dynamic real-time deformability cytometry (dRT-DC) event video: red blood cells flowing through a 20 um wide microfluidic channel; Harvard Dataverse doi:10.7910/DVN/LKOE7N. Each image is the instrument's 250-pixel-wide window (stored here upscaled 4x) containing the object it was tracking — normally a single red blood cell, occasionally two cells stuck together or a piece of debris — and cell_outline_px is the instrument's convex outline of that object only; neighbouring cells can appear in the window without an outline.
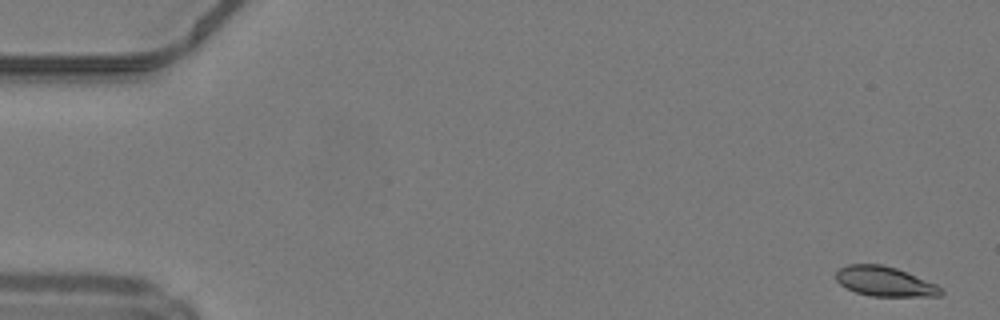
{"species": "common noctule bat (a hibernating species)", "species_latin": "Nyctalus noctula", "temperature_condition": "warm", "stored_images_in_passage": 48, "camera_frame_rate_fps": 3000, "um_per_image_px": 0.085, "animal": {"sex": "male", "body_mass_g": 19.2, "forearm_length_mm": 51.8}, "frame": {"image": 1, "passage_image": 1, "time_ms": 0.0, "image_size_px": [1000, 320], "cell_outline_px": [[944, 292], [940, 296], [872, 296], [856, 292], [840, 284], [836, 280], [836, 268], [848, 264], [880, 264], [896, 268], [936, 284], [944, 288]], "centroid_in_image_um": [75.2, 23.92], "position_along_channel_um": 9.8, "area_um2": 18.21}}
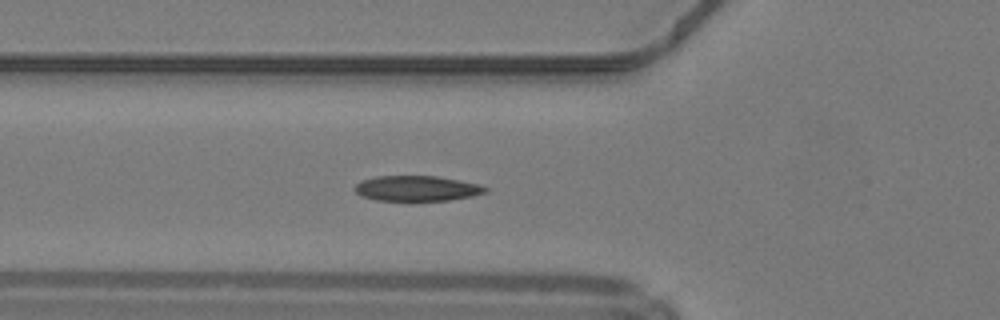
{"frame": {"image": 2, "passage_image": 17, "time_ms": 5.333, "image_size_px": [1000, 320], "cell_outline_px": [[488, 192], [472, 196], [448, 200], [376, 200], [364, 196], [356, 192], [352, 188], [360, 180], [376, 176], [436, 176], [460, 180], [480, 184], [488, 188]], "centroid_in_image_um": [35.44, 16.0], "position_along_channel_um": 90.4, "area_um2": 19.25}}
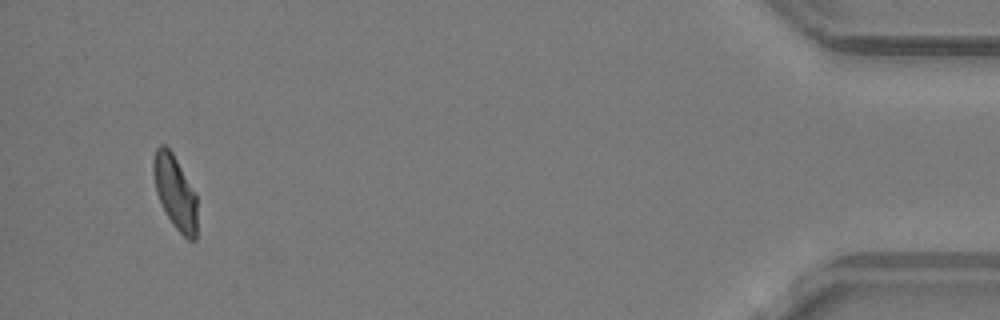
{"frame": {"image": 3, "passage_image": 46, "time_ms": 15.0, "image_size_px": [1000, 320], "cell_outline_px": [[196, 240], [188, 240], [172, 224], [156, 192], [152, 172], [152, 160], [156, 148], [160, 144], [164, 144], [172, 152], [196, 196]], "centroid_in_image_um": [14.85, 16.31], "position_along_channel_um": 420.3, "area_um2": 18.44}, "authors_computed_cell_mechanics": {"area_um2": 19.2474, "velocity_mm_per_s": 4.2262, "shape_relaxation_time_tau1_ms": 4.7205, "shape_relaxation_time_tau2_ms": 2.0951, "deformation_change_tau1": 0.1594, "deformation_change_tau2": 0.0644}}